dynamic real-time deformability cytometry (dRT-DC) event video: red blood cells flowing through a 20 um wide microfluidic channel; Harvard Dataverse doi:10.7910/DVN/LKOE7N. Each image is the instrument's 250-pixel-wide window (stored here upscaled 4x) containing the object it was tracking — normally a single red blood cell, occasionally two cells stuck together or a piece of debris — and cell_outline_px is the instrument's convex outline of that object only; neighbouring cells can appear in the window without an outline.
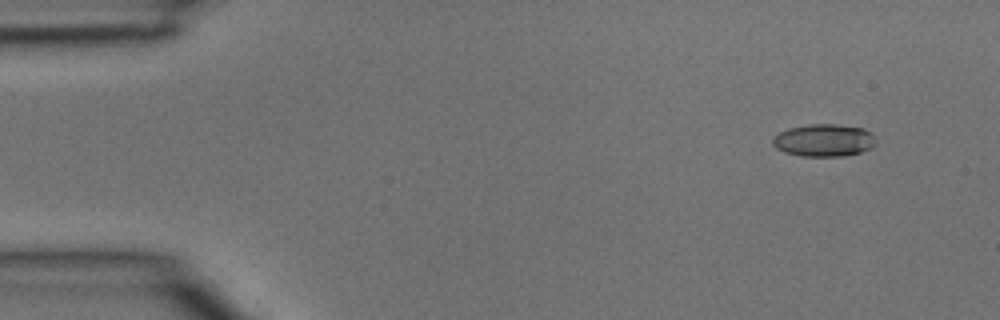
{"species": "common noctule bat (a hibernating species)", "species_latin": "Nyctalus noctula", "temperature_condition": "room temperature", "stored_images_in_passage": 4, "camera_frame_rate_fps": 3000, "um_per_image_px": 0.085, "animal": {"sex": "male", "body_mass_g": 15.6}, "frame": {"image": 1, "passage_image": 1, "time_ms": 0.0, "image_size_px": [1000, 320], "cell_outline_px": [[876, 144], [860, 152], [844, 156], [800, 156], [784, 152], [776, 148], [772, 144], [772, 140], [780, 132], [788, 128], [808, 124], [836, 124], [864, 128], [872, 132], [876, 136]], "centroid_in_image_um": [70.05, 11.92], "position_along_channel_um": 14.9, "area_um2": 19.65}}
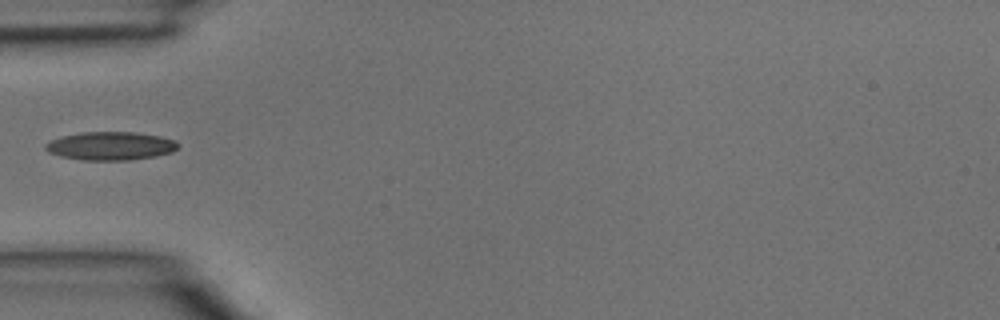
{"frame": {"image": 2, "passage_image": 4, "time_ms": 1.0, "image_size_px": [1000, 320], "cell_outline_px": [[180, 144], [172, 152], [156, 156], [128, 160], [80, 160], [60, 156], [48, 152], [44, 148], [44, 144], [60, 136], [80, 132], [136, 132], [160, 136], [176, 140]], "centroid_in_image_um": [9.38, 12.4], "position_along_channel_um": 75.6, "area_um2": 22.08}}